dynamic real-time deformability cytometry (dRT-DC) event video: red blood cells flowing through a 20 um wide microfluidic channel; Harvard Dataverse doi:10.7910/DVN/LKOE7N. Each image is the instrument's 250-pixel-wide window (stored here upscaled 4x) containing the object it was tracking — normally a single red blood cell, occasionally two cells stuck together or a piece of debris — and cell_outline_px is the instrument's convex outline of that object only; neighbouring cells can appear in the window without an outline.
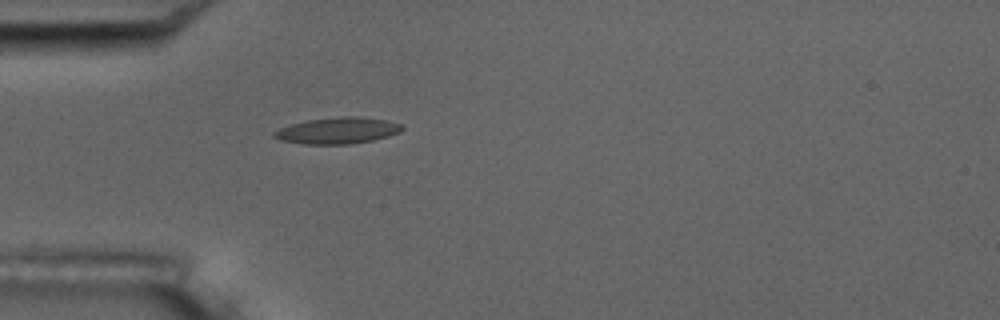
{"species": "common noctule bat (a hibernating species)", "species_latin": "Nyctalus noctula", "temperature_condition": "room temperature", "stored_images_in_passage": 4, "camera_frame_rate_fps": 3000, "um_per_image_px": 0.085, "animal": {"sex": "male", "body_mass_g": 17.5, "forearm_length_mm": 52.3}, "frame": {"image": 1, "passage_image": 4, "time_ms": 3.667, "image_size_px": [1000, 320], "cell_outline_px": [[404, 128], [400, 132], [388, 136], [372, 140], [348, 144], [304, 144], [280, 140], [272, 136], [272, 132], [280, 128], [292, 124], [308, 120], [340, 116], [360, 116], [388, 120], [400, 124]], "centroid_in_image_um": [28.7, 11.09], "position_along_channel_um": 56.3, "area_um2": 19.65}}